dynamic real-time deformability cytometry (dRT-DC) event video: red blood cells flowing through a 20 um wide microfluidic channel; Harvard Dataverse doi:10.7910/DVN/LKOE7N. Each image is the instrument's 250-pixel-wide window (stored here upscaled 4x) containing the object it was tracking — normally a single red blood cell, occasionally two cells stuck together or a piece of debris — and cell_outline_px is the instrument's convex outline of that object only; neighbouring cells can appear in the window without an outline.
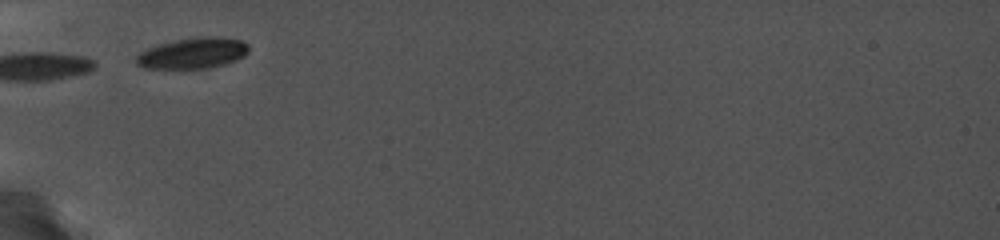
{"species": "common noctule bat (a hibernating species)", "species_latin": "Nyctalus noctula", "temperature_condition": "cold", "stored_images_in_passage": 5, "camera_frame_rate_fps": 5000, "um_per_image_px": 0.085, "animal": {"sex": "female", "body_mass_g": 19.0, "forearm_length_mm": 56.7}, "frame": {"image": 1, "passage_image": 1, "time_ms": 0.0, "image_size_px": [1000, 240], "cell_outline_px": [[248, 52], [244, 56], [236, 60], [224, 64], [208, 68], [180, 72], [144, 68], [136, 64], [136, 56], [140, 52], [148, 48], [160, 44], [176, 40], [200, 36], [220, 36], [240, 40], [248, 44]], "centroid_in_image_um": [16.35, 4.57], "position_along_channel_um": 68.7, "area_um2": 21.1}}